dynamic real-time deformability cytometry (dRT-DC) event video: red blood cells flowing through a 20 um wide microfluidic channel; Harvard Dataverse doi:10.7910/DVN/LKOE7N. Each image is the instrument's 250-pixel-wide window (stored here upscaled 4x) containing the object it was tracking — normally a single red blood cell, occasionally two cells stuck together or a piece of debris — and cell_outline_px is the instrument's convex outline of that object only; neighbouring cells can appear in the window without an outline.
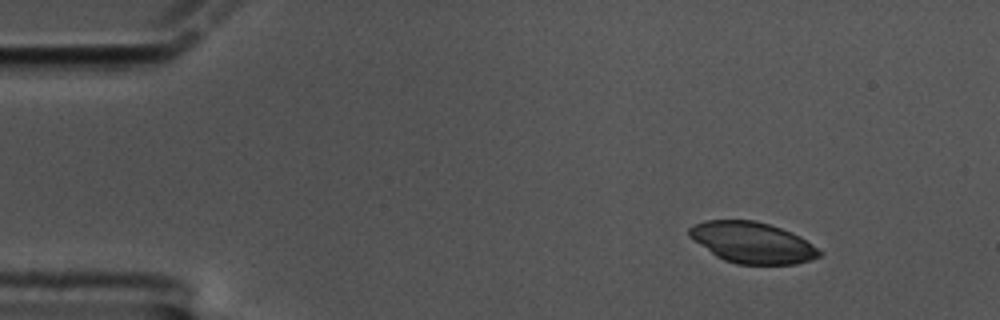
{"species": "common noctule bat (a hibernating species)", "species_latin": "Nyctalus noctula", "temperature_condition": "cold", "stored_images_in_passage": 54, "camera_frame_rate_fps": 3000, "um_per_image_px": 0.085, "animal": {"sex": "male", "body_mass_g": 17.5, "forearm_length_mm": 52.3}, "frame": {"image": 1, "passage_image": 1, "time_ms": 0.0, "image_size_px": [1000, 320], "cell_outline_px": [[824, 252], [820, 256], [812, 260], [796, 264], [736, 264], [724, 260], [716, 256], [688, 236], [688, 228], [692, 224], [704, 220], [752, 220], [768, 224], [792, 232], [800, 236]], "centroid_in_image_um": [63.95, 20.62], "position_along_channel_um": 21.1, "area_um2": 31.27}}
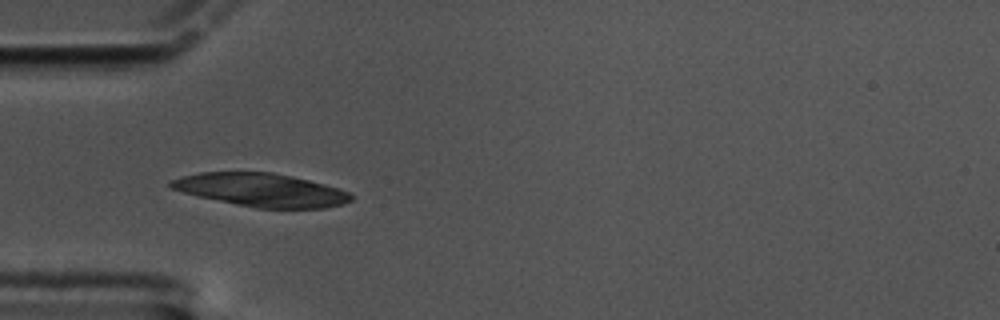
{"frame": {"image": 2, "passage_image": 12, "time_ms": 3.667, "image_size_px": [1000, 320], "cell_outline_px": [[352, 200], [344, 204], [324, 208], [256, 208], [196, 196], [168, 188], [168, 180], [200, 172], [272, 172], [292, 176], [324, 184], [348, 192], [352, 196]], "centroid_in_image_um": [22.15, 16.14], "position_along_channel_um": 62.8, "area_um2": 34.91}}